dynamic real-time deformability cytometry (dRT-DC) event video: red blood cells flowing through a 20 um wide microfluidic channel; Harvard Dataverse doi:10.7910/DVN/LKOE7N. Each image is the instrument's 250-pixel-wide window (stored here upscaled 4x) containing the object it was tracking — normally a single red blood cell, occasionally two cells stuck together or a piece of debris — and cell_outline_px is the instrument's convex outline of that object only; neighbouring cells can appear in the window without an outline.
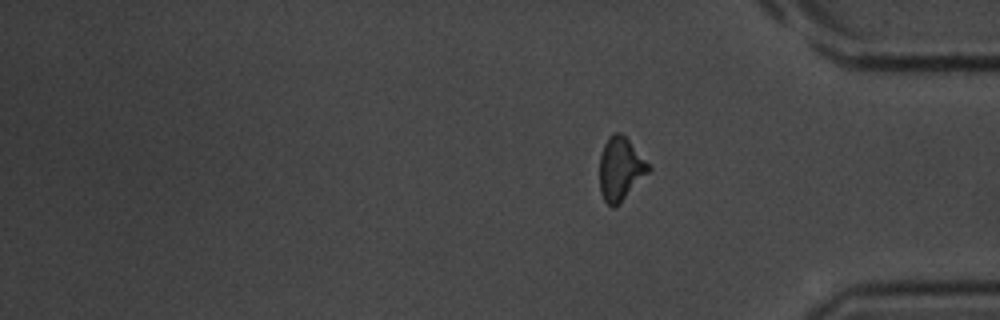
{"species": "common noctule bat (a hibernating species)", "species_latin": "Nyctalus noctula", "temperature_condition": "room temperature", "stored_images_in_passage": 39, "segment_of_instrument_passage": [2, 2], "camera_frame_rate_fps": 3000, "um_per_image_px": 0.085, "animal": {"sex": "male", "body_mass_g": 20.1, "forearm_length_mm": 53.5}, "frame": {"image": 1, "passage_image": 39, "time_ms": 12.667, "image_size_px": [1000, 320], "cell_outline_px": [[652, 172], [612, 208], [604, 200], [600, 192], [600, 156], [604, 144], [608, 136], [612, 132], [620, 132], [628, 140], [652, 168]], "centroid_in_image_um": [52.75, 14.34], "position_along_channel_um": 382.5, "area_um2": 17.92}}